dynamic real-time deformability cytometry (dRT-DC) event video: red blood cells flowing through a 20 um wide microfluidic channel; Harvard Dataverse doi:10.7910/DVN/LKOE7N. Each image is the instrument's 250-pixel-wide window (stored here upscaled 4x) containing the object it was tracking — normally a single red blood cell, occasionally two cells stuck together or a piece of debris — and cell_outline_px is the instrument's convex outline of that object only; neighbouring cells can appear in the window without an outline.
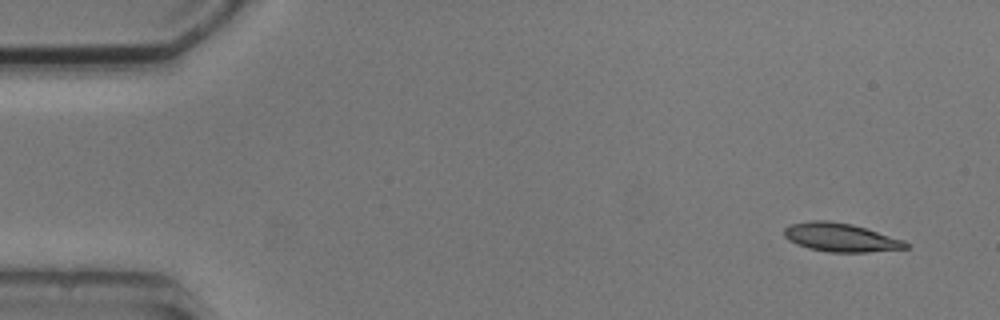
{"species": "common noctule bat (a hibernating species)", "species_latin": "Nyctalus noctula", "temperature_condition": "cold", "stored_images_in_passage": 5, "camera_frame_rate_fps": 3000, "um_per_image_px": 0.085, "animal": {"sex": "male", "body_mass_g": 20.5, "forearm_length_mm": 52.5}, "frame": {"image": 1, "passage_image": 1, "time_ms": 0.0, "image_size_px": [1000, 320], "cell_outline_px": [[912, 244], [908, 248], [868, 252], [828, 252], [808, 248], [796, 244], [788, 240], [784, 236], [784, 228], [788, 224], [812, 220], [828, 220], [852, 224], [904, 240]], "centroid_in_image_um": [71.44, 20.18], "position_along_channel_um": 13.6, "area_um2": 20.4}}